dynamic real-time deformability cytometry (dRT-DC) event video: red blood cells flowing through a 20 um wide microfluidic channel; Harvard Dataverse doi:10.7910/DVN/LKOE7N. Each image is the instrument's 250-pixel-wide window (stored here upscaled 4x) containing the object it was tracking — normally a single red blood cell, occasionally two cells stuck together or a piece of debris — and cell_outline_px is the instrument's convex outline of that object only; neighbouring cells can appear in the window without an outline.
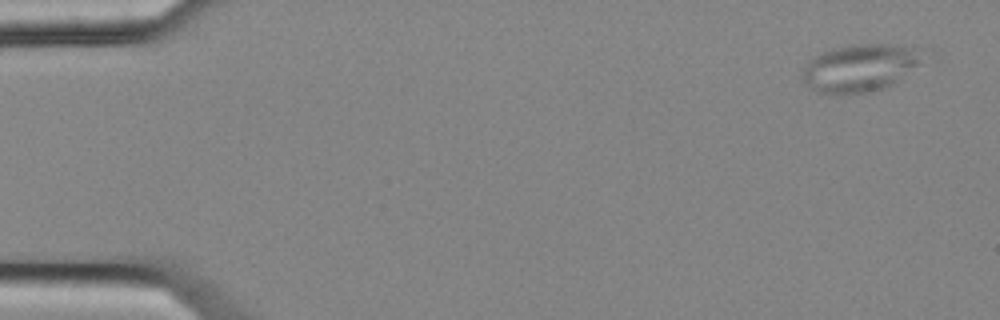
{"species": "common noctule bat (a hibernating species)", "species_latin": "Nyctalus noctula", "temperature_condition": "cold", "stored_images_in_passage": 5, "camera_frame_rate_fps": 3000, "um_per_image_px": 0.085, "animal": {"sex": "female", "body_mass_g": 25.1}, "frame": {"image": 1, "passage_image": 1, "time_ms": 0.0, "image_size_px": [1000, 320], "cell_outline_px": [[920, 64], [892, 84], [884, 88], [868, 92], [840, 96], [820, 92], [812, 88], [800, 76], [808, 60], [832, 48], [844, 44], [892, 44], [912, 48], [916, 52]], "centroid_in_image_um": [73.0, 5.79], "position_along_channel_um": 12.0, "area_um2": 32.95}}